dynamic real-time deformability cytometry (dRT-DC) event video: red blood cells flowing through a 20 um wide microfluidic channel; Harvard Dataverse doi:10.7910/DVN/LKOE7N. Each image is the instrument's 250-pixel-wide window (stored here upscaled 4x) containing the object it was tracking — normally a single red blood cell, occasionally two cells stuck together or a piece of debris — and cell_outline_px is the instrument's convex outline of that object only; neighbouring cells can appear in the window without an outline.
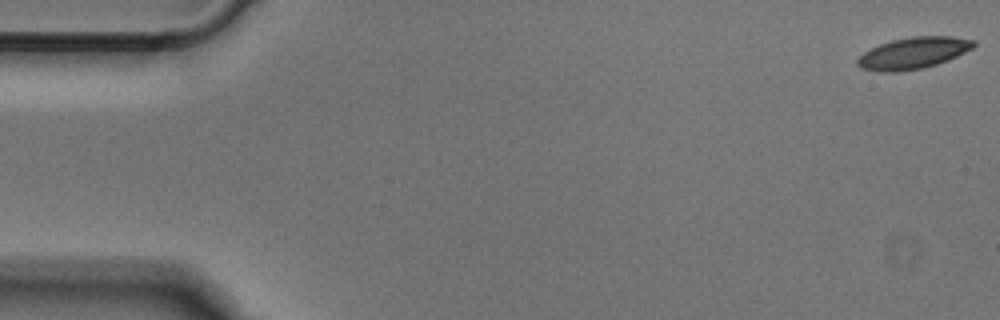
{"species": "Egyptian fruit bat (a non-hibernating species)", "species_latin": "Rousettus aegyptiacus", "temperature_condition": "cold", "stored_images_in_passage": 52, "segment_of_instrument_passage": [1, 2], "camera_frame_rate_fps": 3000, "um_per_image_px": 0.085, "animal": {"sex": "male"}, "frame": {"image": 1, "passage_image": 1, "time_ms": 0.0, "image_size_px": [1000, 320], "cell_outline_px": [[976, 44], [972, 48], [948, 60], [924, 68], [900, 72], [880, 72], [860, 68], [856, 64], [856, 60], [864, 52], [880, 44], [892, 40], [912, 36], [952, 36], [976, 40]], "centroid_in_image_um": [77.62, 4.51], "position_along_channel_um": 7.4, "area_um2": 21.44}}
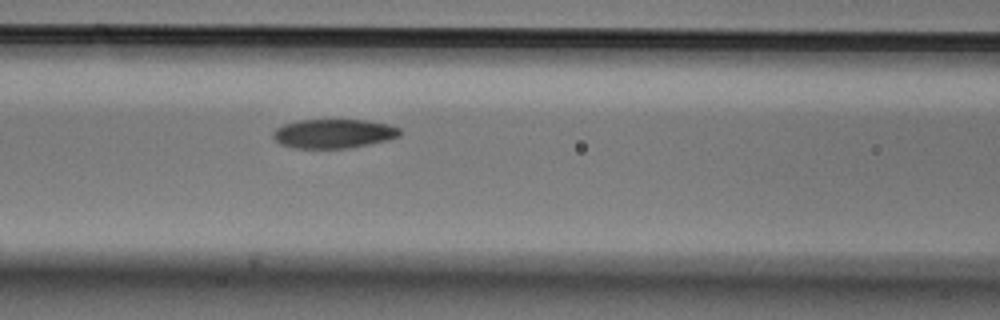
{"frame": {"image": 2, "passage_image": 21, "time_ms": 6.667, "image_size_px": [1000, 320], "cell_outline_px": [[400, 136], [388, 140], [348, 148], [292, 148], [280, 144], [272, 136], [272, 132], [276, 128], [284, 124], [296, 120], [364, 120], [388, 124], [400, 128]], "centroid_in_image_um": [28.33, 11.35], "position_along_channel_um": 138.3, "area_um2": 21.56}}
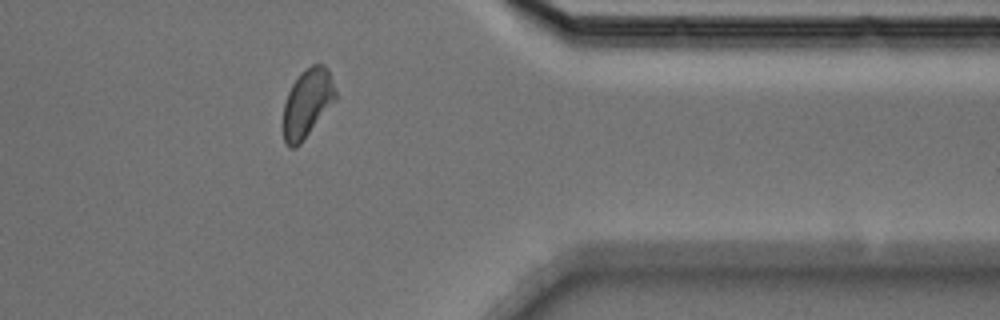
{"frame": {"image": 3, "passage_image": 41, "time_ms": 13.333, "image_size_px": [1000, 320], "cell_outline_px": [[336, 100], [300, 144], [296, 148], [288, 148], [284, 140], [284, 104], [288, 92], [292, 84], [300, 72], [312, 64], [324, 64], [328, 68], [336, 92]], "centroid_in_image_um": [26.12, 8.75], "position_along_channel_um": 385.3, "area_um2": 20.81}}